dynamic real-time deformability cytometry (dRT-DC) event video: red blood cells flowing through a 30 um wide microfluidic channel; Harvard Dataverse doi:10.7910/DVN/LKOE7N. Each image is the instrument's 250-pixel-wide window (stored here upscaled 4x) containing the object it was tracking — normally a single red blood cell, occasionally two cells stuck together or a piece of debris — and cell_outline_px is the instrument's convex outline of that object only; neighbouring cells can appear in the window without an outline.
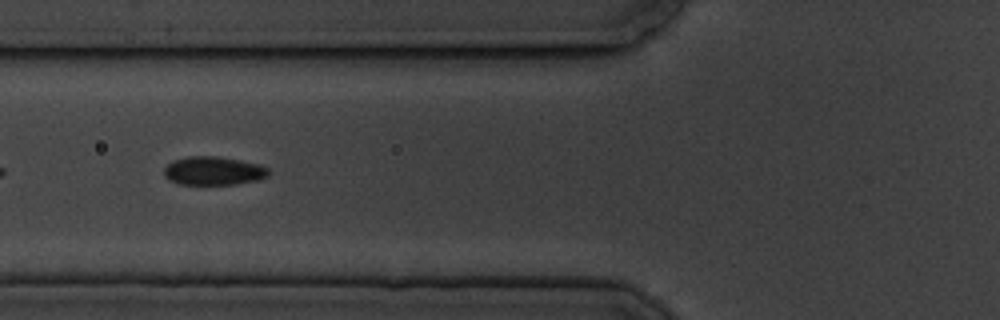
{"species": "common noctule bat (a hibernating species)", "species_latin": "Nyctalus noctula", "temperature_condition": "cold", "stored_images_in_passage": 9, "camera_frame_rate_fps": 3000, "um_per_image_px": 0.085, "animal": {"sex": "male", "body_mass_g": 19.5, "forearm_length_mm": 54.6}, "frame": {"image": 1, "passage_image": 6, "time_ms": 6.667, "image_size_px": [1000, 320], "cell_outline_px": [[272, 172], [268, 176], [260, 180], [236, 184], [180, 184], [168, 180], [164, 176], [164, 168], [172, 160], [188, 156], [216, 156], [240, 160], [260, 164], [268, 168]], "centroid_in_image_um": [18.17, 14.52], "position_along_channel_um": 107.6, "area_um2": 17.63}}
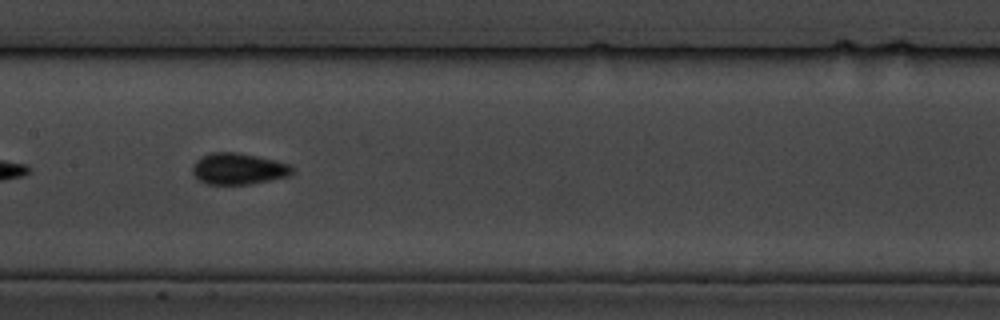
{"frame": {"image": 2, "passage_image": 8, "time_ms": 9.0, "image_size_px": [1000, 320], "cell_outline_px": [[292, 172], [288, 176], [248, 184], [204, 184], [196, 180], [192, 172], [192, 164], [200, 156], [212, 152], [240, 152], [276, 160], [288, 164], [292, 168]], "centroid_in_image_um": [20.18, 14.34], "position_along_channel_um": 187.2, "area_um2": 18.38}}
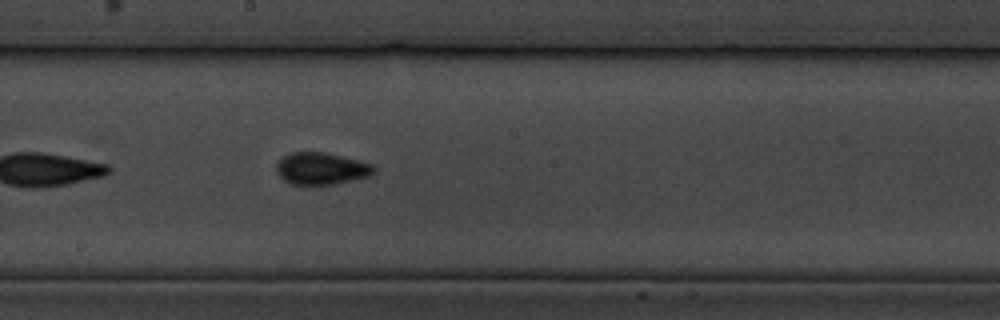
{"frame": {"image": 3, "passage_image": 9, "time_ms": 10.0, "image_size_px": [1000, 320], "cell_outline_px": [[376, 172], [372, 176], [336, 184], [292, 184], [284, 180], [280, 176], [276, 168], [276, 164], [284, 156], [292, 152], [324, 152], [372, 164], [376, 168]], "centroid_in_image_um": [27.35, 14.33], "position_along_channel_um": 220.8, "area_um2": 18.09}}